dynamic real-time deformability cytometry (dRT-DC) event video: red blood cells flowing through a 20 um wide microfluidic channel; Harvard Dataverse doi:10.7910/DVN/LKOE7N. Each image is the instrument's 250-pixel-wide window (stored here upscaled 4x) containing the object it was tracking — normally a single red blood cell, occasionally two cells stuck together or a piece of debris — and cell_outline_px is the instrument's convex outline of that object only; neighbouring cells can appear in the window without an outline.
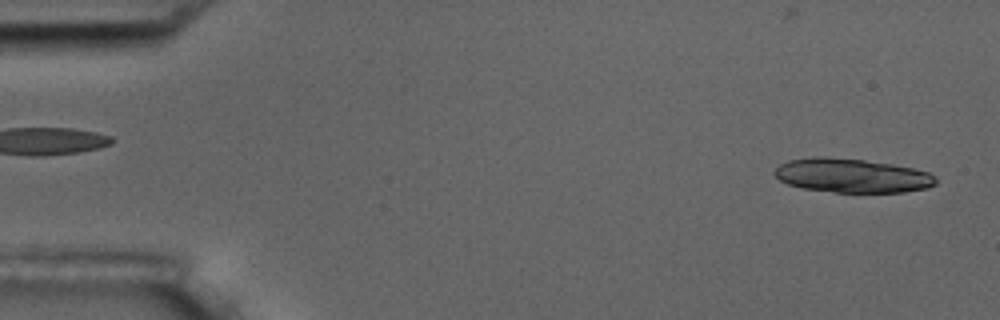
{"species": "common noctule bat (a hibernating species)", "species_latin": "Nyctalus noctula", "temperature_condition": "room temperature", "stored_images_in_passage": 3, "segment_of_instrument_passage": [2, 2], "camera_frame_rate_fps": 3000, "um_per_image_px": 0.085, "animal": {"sex": "male", "body_mass_g": 17.5, "forearm_length_mm": 52.3}, "frame": {"image": 1, "passage_image": 3, "time_ms": 2.0, "image_size_px": [1000, 320], "cell_outline_px": [[936, 184], [928, 188], [904, 192], [832, 192], [800, 188], [788, 184], [780, 180], [772, 172], [780, 164], [788, 160], [816, 156], [824, 156], [864, 160], [892, 164], [912, 168], [928, 172], [936, 176]], "centroid_in_image_um": [72.4, 14.92], "position_along_channel_um": 12.6, "area_um2": 32.14}}